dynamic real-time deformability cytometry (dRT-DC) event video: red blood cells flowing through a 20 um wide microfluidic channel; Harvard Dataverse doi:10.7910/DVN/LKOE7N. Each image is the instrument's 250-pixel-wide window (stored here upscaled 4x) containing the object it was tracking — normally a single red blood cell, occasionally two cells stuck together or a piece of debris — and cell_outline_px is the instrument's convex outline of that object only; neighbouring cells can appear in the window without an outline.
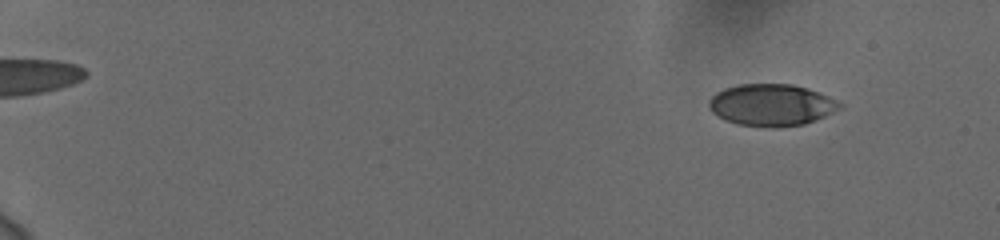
{"species": "human", "species_latin": "Homo sapiens", "temperature_condition": "cold", "stored_images_in_passage": 58, "camera_frame_rate_fps": 3000, "um_per_image_px": 0.085, "donor": {"sex": "female"}, "frame": {"image": 1, "passage_image": 7, "time_ms": 2.0, "image_size_px": [1000, 240], "cell_outline_px": [[844, 108], [816, 120], [804, 124], [776, 128], [772, 128], [736, 124], [724, 120], [712, 112], [708, 108], [708, 100], [716, 92], [724, 88], [740, 84], [792, 84], [808, 88], [820, 92], [844, 104]], "centroid_in_image_um": [65.59, 8.93], "position_along_channel_um": 19.4, "area_um2": 32.43}}
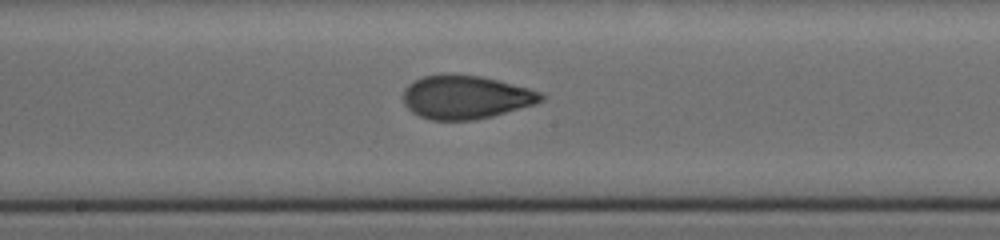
{"frame": {"image": 2, "passage_image": 35, "time_ms": 11.333, "image_size_px": [1000, 240], "cell_outline_px": [[544, 100], [536, 104], [492, 116], [472, 120], [432, 120], [420, 116], [412, 112], [404, 104], [404, 88], [408, 84], [424, 76], [480, 76], [544, 92]], "centroid_in_image_um": [39.62, 8.29], "position_along_channel_um": 208.6, "area_um2": 34.33}}
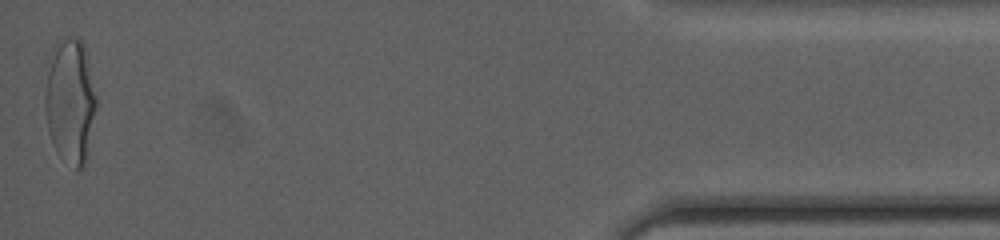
{"frame": {"image": 3, "passage_image": 58, "time_ms": 19.0, "image_size_px": [1000, 240], "cell_outline_px": [[96, 108], [88, 156], [84, 164], [76, 172], [56, 152], [48, 132], [44, 104], [44, 96], [52, 48], [56, 40], [64, 36], [68, 36], [80, 40], [84, 44], [88, 52], [96, 96]], "centroid_in_image_um": [5.98, 8.58], "position_along_channel_um": 429.2, "area_um2": 38.15}, "authors_computed_cell_mechanics": {"area_um2": 33.8419, "velocity_mm_per_s": 3.7456, "shape_relaxation_time_tau1_ms": 7.2753, "shape_relaxation_time_tau2_ms": 1.0553, "deformation_change_tau1": 0.1945, "deformation_change_tau2": 0.0651}}